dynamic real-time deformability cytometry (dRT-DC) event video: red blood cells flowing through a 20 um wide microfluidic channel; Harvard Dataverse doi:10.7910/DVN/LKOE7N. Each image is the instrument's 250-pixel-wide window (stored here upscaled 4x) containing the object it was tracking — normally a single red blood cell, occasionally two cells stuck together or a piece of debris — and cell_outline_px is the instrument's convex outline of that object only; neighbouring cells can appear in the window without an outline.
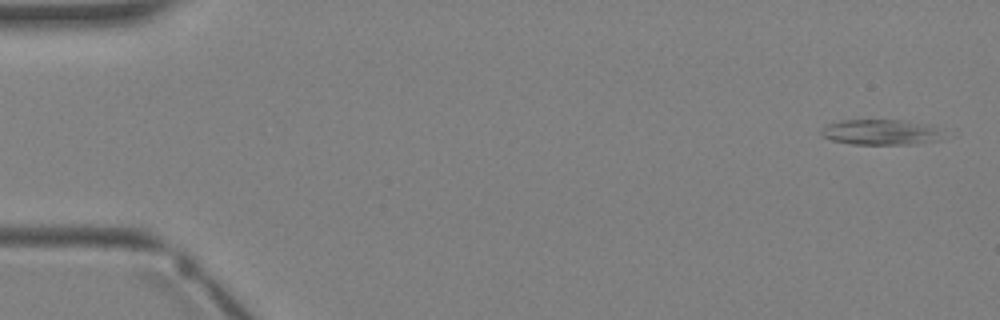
{"species": "Egyptian fruit bat (a non-hibernating species)", "species_latin": "Rousettus aegyptiacus", "temperature_condition": "warm", "stored_images_in_passage": 3, "camera_frame_rate_fps": 3000, "um_per_image_px": 0.085, "animal": {"sex": "female"}, "frame": {"image": 1, "passage_image": 1, "time_ms": 0.0, "image_size_px": [1000, 320], "cell_outline_px": [[956, 136], [940, 140], [912, 144], [852, 144], [832, 140], [824, 136], [820, 132], [828, 124], [840, 120], [900, 120], [956, 128]], "centroid_in_image_um": [75.28, 11.23], "position_along_channel_um": 9.7, "area_um2": 19.31}}
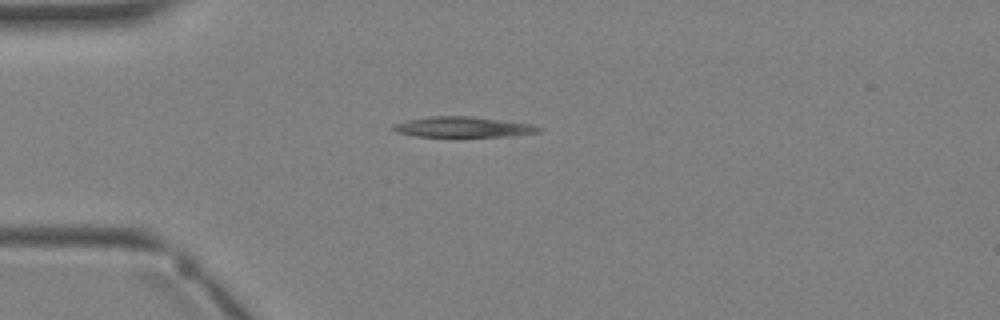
{"frame": {"image": 2, "passage_image": 3, "time_ms": 2.667, "image_size_px": [1000, 320], "cell_outline_px": [[544, 128], [540, 132], [508, 136], [416, 136], [396, 132], [392, 128], [392, 124], [408, 120], [428, 116], [472, 116], [532, 124]], "centroid_in_image_um": [39.37, 10.79], "position_along_channel_um": 45.6, "area_um2": 17.28}}